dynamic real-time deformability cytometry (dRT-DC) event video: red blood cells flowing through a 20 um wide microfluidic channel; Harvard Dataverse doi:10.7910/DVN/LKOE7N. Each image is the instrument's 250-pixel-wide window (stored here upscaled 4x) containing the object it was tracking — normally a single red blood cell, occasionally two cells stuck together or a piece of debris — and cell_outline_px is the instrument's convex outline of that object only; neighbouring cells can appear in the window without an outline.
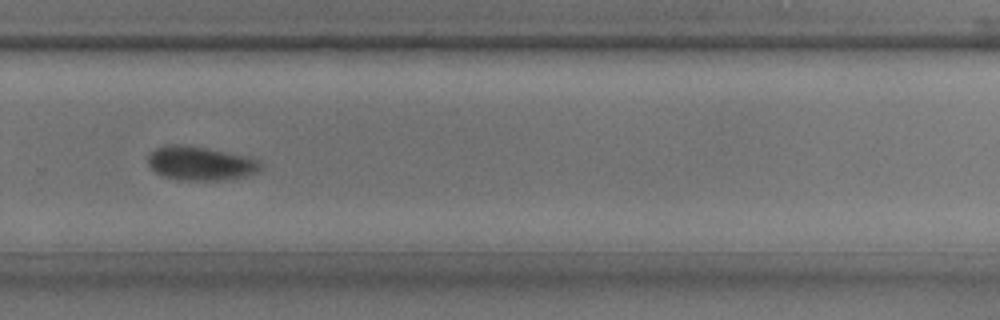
{"species": "common noctule bat (a hibernating species)", "species_latin": "Nyctalus noctula", "temperature_condition": "room temperature", "stored_images_in_passage": 30, "camera_frame_rate_fps": 3000, "um_per_image_px": 0.085, "animal": {"sex": "male", "body_mass_g": 17.9, "forearm_length_mm": 54.2}, "frame": {"image": 1, "passage_image": 18, "time_ms": 5.667, "image_size_px": [1000, 320], "cell_outline_px": [[264, 164], [260, 172], [244, 176], [220, 180], [184, 180], [164, 176], [156, 172], [148, 164], [148, 156], [156, 148], [168, 144], [176, 144], [208, 148], [244, 156], [260, 160]], "centroid_in_image_um": [17.08, 13.88], "position_along_channel_um": 312.7, "area_um2": 22.14}}
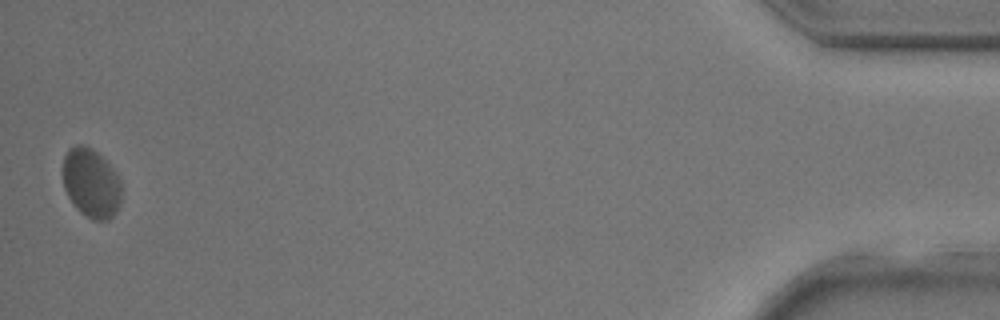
{"frame": {"image": 2, "passage_image": 30, "time_ms": 9.667, "image_size_px": [1000, 320], "cell_outline_px": [[120, 204], [116, 212], [108, 220], [92, 220], [80, 212], [76, 208], [68, 196], [64, 188], [64, 156], [68, 148], [76, 144], [84, 144], [92, 148], [116, 172], [120, 180]], "centroid_in_image_um": [7.74, 15.56], "position_along_channel_um": 427.5, "area_um2": 23.52}}